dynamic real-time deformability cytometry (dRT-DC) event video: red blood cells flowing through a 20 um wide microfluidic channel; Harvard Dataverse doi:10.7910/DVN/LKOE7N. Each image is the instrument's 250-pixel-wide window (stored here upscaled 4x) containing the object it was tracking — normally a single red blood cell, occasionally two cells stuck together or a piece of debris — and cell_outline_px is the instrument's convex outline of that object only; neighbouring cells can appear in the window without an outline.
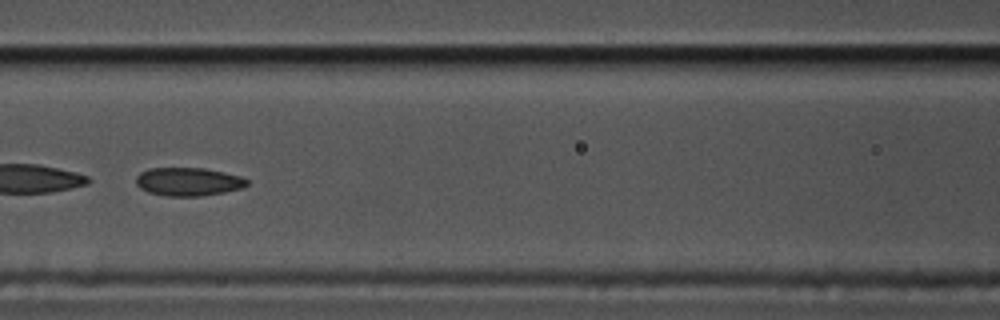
{"species": "common noctule bat (a hibernating species)", "species_latin": "Nyctalus noctula", "temperature_condition": "cold", "stored_images_in_passage": 40, "camera_frame_rate_fps": 3000, "um_per_image_px": 0.085, "animal": {"sex": "male", "body_mass_g": 17.5, "forearm_length_mm": 52.3}, "frame": {"image": 1, "passage_image": 9, "time_ms": 2.667, "image_size_px": [1000, 320], "cell_outline_px": [[248, 184], [244, 188], [224, 192], [200, 196], [168, 196], [148, 192], [140, 188], [136, 184], [136, 176], [140, 172], [148, 168], [204, 168], [224, 172], [240, 176], [248, 180]], "centroid_in_image_um": [16.0, 15.44], "position_along_channel_um": 150.6, "area_um2": 18.38}}
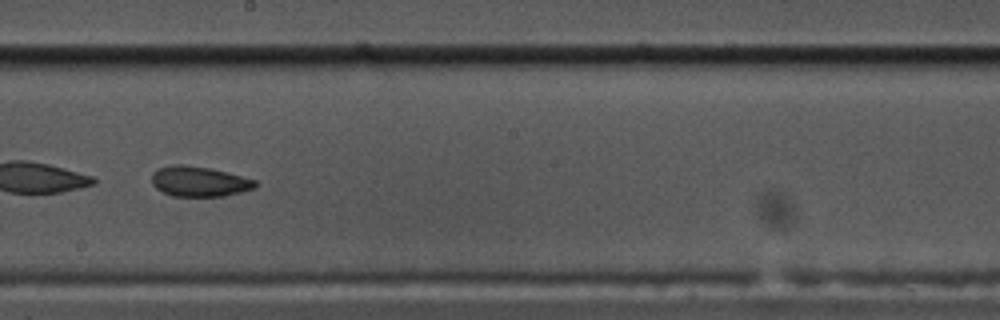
{"frame": {"image": 2, "passage_image": 16, "time_ms": 5.0, "image_size_px": [1000, 320], "cell_outline_px": [[260, 184], [256, 188], [224, 196], [172, 196], [156, 188], [152, 184], [152, 172], [156, 168], [172, 164], [184, 164], [208, 168], [256, 180]], "centroid_in_image_um": [16.91, 15.42], "position_along_channel_um": 231.3, "area_um2": 18.26}}
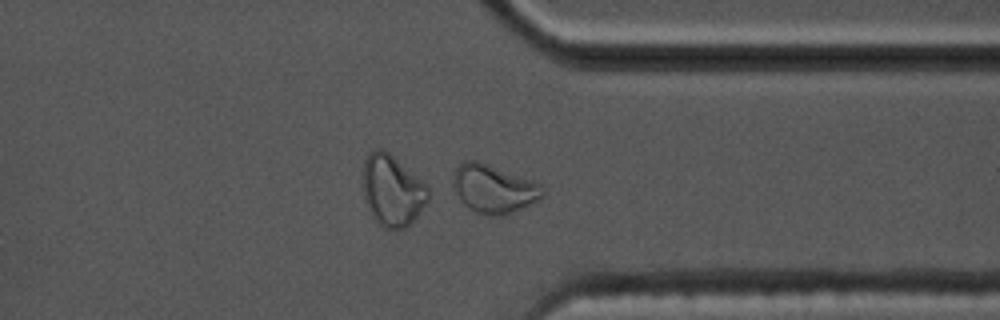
{"frame": {"image": 3, "passage_image": 28, "time_ms": 9.0, "image_size_px": [1000, 320], "cell_outline_px": [[544, 196], [504, 216], [488, 216], [476, 212], [468, 208], [460, 200], [452, 184], [452, 180], [456, 168], [464, 160], [476, 160], [532, 180], [540, 184], [544, 188]], "centroid_in_image_um": [41.94, 16.05], "position_along_channel_um": 369.5, "area_um2": 25.03}, "authors_computed_cell_mechanics": {"area_um2": 18.7561, "velocity_mm_per_s": 3.4746, "shape_relaxation_time_tau1_ms": null, "shape_relaxation_time_tau2_ms": 4.0671, "deformation_change_tau1": null, "deformation_change_tau2": 0.0782}}